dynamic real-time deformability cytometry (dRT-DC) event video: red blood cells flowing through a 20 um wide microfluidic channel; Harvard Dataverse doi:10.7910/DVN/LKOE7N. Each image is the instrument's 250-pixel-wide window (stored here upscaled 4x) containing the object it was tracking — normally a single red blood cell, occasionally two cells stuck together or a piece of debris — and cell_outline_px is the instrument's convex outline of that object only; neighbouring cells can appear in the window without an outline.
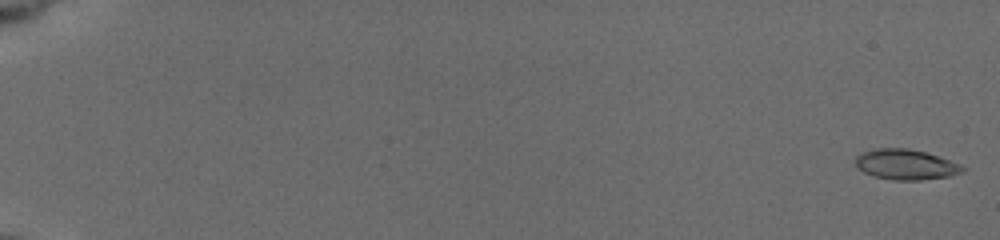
{"species": "common noctule bat (a hibernating species)", "species_latin": "Nyctalus noctula", "temperature_condition": "cold", "stored_images_in_passage": 40, "camera_frame_rate_fps": 3000, "um_per_image_px": 0.085, "animal": {"sex": "female", "body_mass_g": 19.5, "forearm_length_mm": 54.1}, "frame": {"image": 1, "passage_image": 1, "time_ms": 0.0, "image_size_px": [1000, 240], "cell_outline_px": [[968, 168], [964, 172], [948, 176], [920, 180], [892, 180], [872, 176], [864, 172], [856, 164], [856, 156], [860, 152], [876, 148], [908, 148], [940, 156], [960, 164]], "centroid_in_image_um": [77.01, 13.98], "position_along_channel_um": 8.0, "area_um2": 19.07}}
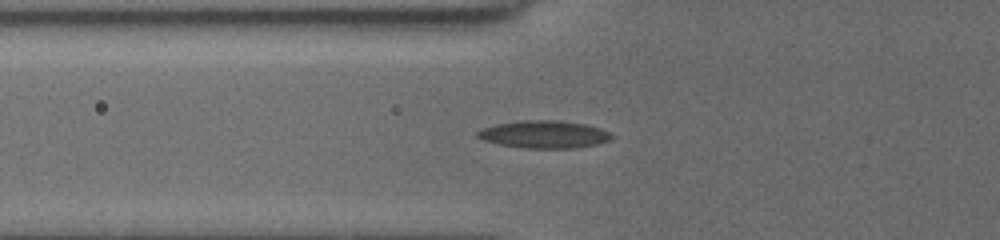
{"frame": {"image": 2, "passage_image": 23, "time_ms": 7.333, "image_size_px": [1000, 240], "cell_outline_px": [[612, 136], [608, 140], [596, 144], [572, 148], [524, 148], [500, 144], [484, 140], [476, 136], [476, 132], [480, 128], [496, 124], [524, 120], [560, 120], [584, 124], [600, 128], [608, 132]], "centroid_in_image_um": [46.2, 11.41], "position_along_channel_um": 79.6, "area_um2": 21.33}}
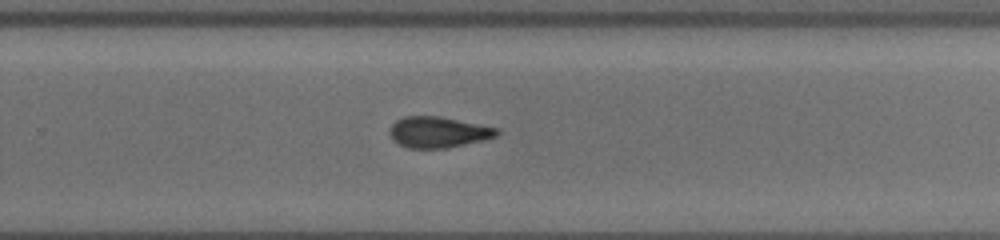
{"frame": {"image": 3, "passage_image": 40, "time_ms": 13.0, "image_size_px": [1000, 240], "cell_outline_px": [[500, 132], [496, 136], [484, 140], [448, 148], [408, 148], [392, 140], [388, 132], [388, 128], [396, 120], [404, 116], [440, 116], [500, 128]], "centroid_in_image_um": [37.24, 11.23], "position_along_channel_um": 292.6, "area_um2": 19.59}}